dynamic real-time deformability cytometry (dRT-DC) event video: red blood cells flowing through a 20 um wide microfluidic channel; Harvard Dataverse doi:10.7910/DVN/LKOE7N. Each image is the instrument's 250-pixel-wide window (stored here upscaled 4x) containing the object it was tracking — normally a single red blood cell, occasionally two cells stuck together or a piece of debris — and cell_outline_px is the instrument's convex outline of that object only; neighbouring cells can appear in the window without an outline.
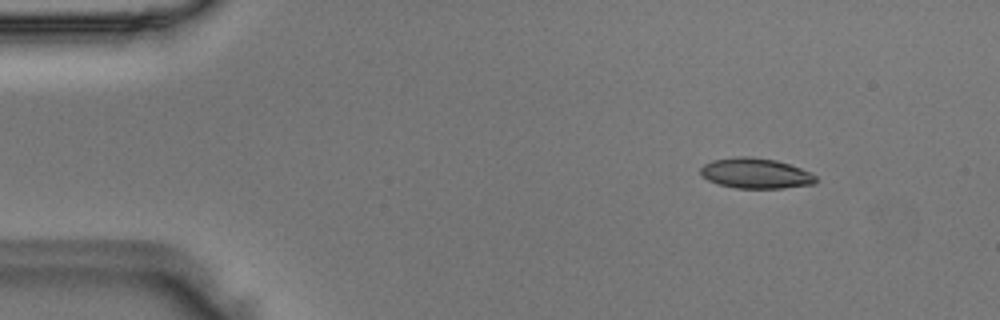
{"species": "Egyptian fruit bat (a non-hibernating species)", "species_latin": "Rousettus aegyptiacus", "temperature_condition": "room temperature", "stored_images_in_passage": 49, "camera_frame_rate_fps": 3000, "um_per_image_px": 0.085, "animal": {"sex": "male"}, "frame": {"image": 1, "passage_image": 5, "time_ms": 1.333, "image_size_px": [1000, 320], "cell_outline_px": [[816, 184], [780, 188], [736, 188], [720, 184], [708, 180], [700, 172], [700, 168], [704, 164], [712, 160], [736, 156], [752, 156], [776, 160], [800, 168], [816, 176]], "centroid_in_image_um": [64.22, 14.72], "position_along_channel_um": 20.8, "area_um2": 20.29}}
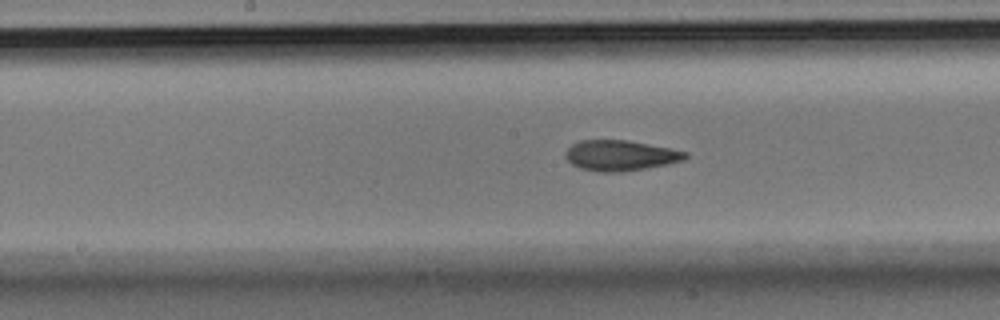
{"frame": {"image": 2, "passage_image": 24, "time_ms": 7.667, "image_size_px": [1000, 320], "cell_outline_px": [[688, 156], [684, 160], [668, 164], [620, 172], [596, 172], [580, 168], [572, 164], [568, 160], [568, 148], [572, 144], [580, 140], [628, 140], [672, 148], [688, 152]], "centroid_in_image_um": [52.78, 13.21], "position_along_channel_um": 195.4, "area_um2": 21.21}}
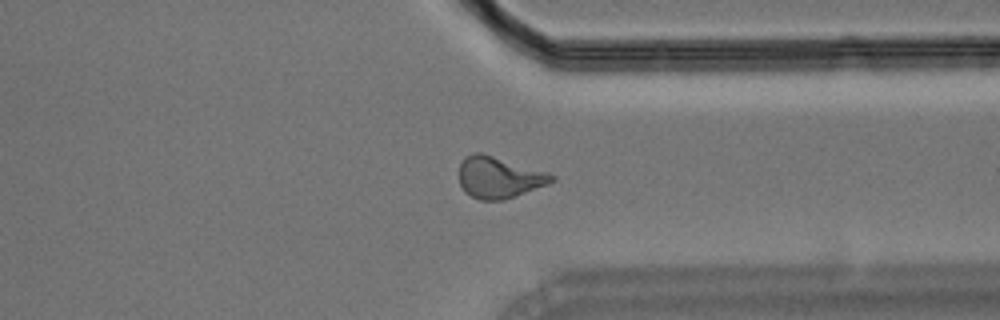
{"frame": {"image": 3, "passage_image": 37, "time_ms": 12.0, "image_size_px": [1000, 320], "cell_outline_px": [[556, 180], [548, 184], [504, 200], [480, 200], [464, 192], [460, 184], [460, 164], [464, 156], [472, 152], [480, 152], [548, 172], [556, 176]], "centroid_in_image_um": [42.41, 15.07], "position_along_channel_um": 369.0, "area_um2": 22.37}}